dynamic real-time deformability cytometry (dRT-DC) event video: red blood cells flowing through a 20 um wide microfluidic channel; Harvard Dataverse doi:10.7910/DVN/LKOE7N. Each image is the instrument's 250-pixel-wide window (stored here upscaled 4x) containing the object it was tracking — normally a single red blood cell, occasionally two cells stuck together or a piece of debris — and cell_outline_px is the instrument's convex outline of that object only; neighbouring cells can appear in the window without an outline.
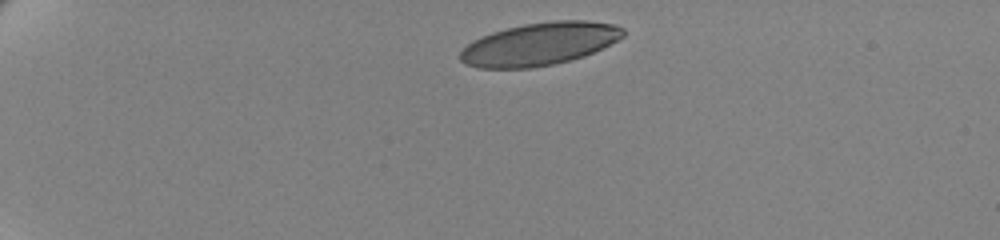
{"species": "human", "species_latin": "Homo sapiens", "temperature_condition": "cold", "stored_images_in_passage": 42, "camera_frame_rate_fps": 3000, "um_per_image_px": 0.085, "donor": {"sex": "female"}, "frame": {"image": 1, "passage_image": 1, "time_ms": 0.0, "image_size_px": [1000, 240], "cell_outline_px": [[624, 36], [584, 56], [552, 64], [532, 68], [476, 68], [464, 64], [460, 60], [460, 52], [472, 40], [480, 36], [492, 32], [524, 24], [552, 20], [588, 20], [616, 24], [624, 28]], "centroid_in_image_um": [45.83, 3.73], "position_along_channel_um": 39.2, "area_um2": 40.52}}
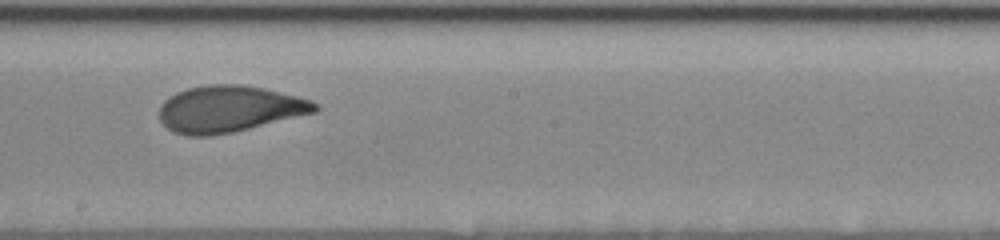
{"frame": {"image": 2, "passage_image": 24, "time_ms": 7.667, "image_size_px": [1000, 240], "cell_outline_px": [[320, 108], [316, 112], [232, 132], [208, 136], [188, 136], [172, 132], [160, 120], [160, 104], [164, 100], [176, 92], [188, 88], [208, 84], [240, 84], [264, 88], [312, 100], [320, 104]], "centroid_in_image_um": [19.48, 9.25], "position_along_channel_um": 228.7, "area_um2": 42.19}}
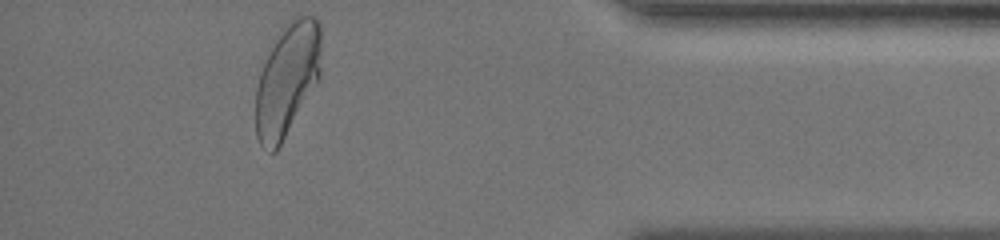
{"frame": {"image": 3, "passage_image": 42, "time_ms": 13.667, "image_size_px": [1000, 240], "cell_outline_px": [[320, 80], [276, 152], [268, 152], [260, 144], [256, 136], [256, 88], [260, 60], [272, 40], [280, 28], [296, 12], [316, 16], [320, 20]], "centroid_in_image_um": [24.39, 6.66], "position_along_channel_um": 410.8, "area_um2": 44.97}, "authors_computed_cell_mechanics": {"area_um2": 42.1651, "velocity_mm_per_s": 3.4707, "shape_relaxation_time_tau1_ms": 3.9817, "shape_relaxation_time_tau2_ms": 1.0085, "deformation_change_tau1": 0.171, "deformation_change_tau2": 0.073}}